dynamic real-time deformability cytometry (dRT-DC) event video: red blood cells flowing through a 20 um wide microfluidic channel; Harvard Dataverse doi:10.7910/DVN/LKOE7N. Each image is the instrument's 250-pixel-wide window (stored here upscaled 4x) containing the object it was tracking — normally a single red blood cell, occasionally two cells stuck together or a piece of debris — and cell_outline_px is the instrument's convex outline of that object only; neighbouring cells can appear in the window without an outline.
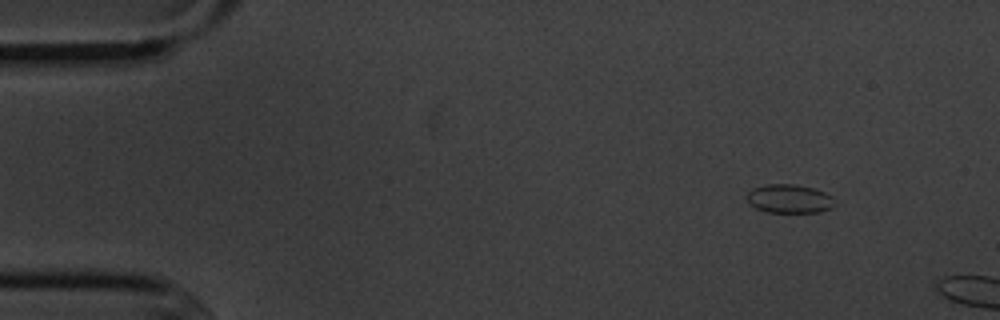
{"species": "common noctule bat (a hibernating species)", "species_latin": "Nyctalus noctula", "temperature_condition": "cold", "stored_images_in_passage": 2, "camera_frame_rate_fps": 3000, "um_per_image_px": 0.085, "animal": {"sex": "male", "body_mass_g": 20.1, "forearm_length_mm": 53.5}, "frame": {"image": 1, "passage_image": 1, "time_ms": 0.0, "image_size_px": [1000, 320], "cell_outline_px": [[832, 208], [820, 212], [768, 212], [756, 208], [748, 204], [748, 192], [752, 188], [768, 184], [792, 184], [812, 188], [824, 192], [832, 196]], "centroid_in_image_um": [67.06, 16.9], "position_along_channel_um": 17.9, "area_um2": 14.51}}